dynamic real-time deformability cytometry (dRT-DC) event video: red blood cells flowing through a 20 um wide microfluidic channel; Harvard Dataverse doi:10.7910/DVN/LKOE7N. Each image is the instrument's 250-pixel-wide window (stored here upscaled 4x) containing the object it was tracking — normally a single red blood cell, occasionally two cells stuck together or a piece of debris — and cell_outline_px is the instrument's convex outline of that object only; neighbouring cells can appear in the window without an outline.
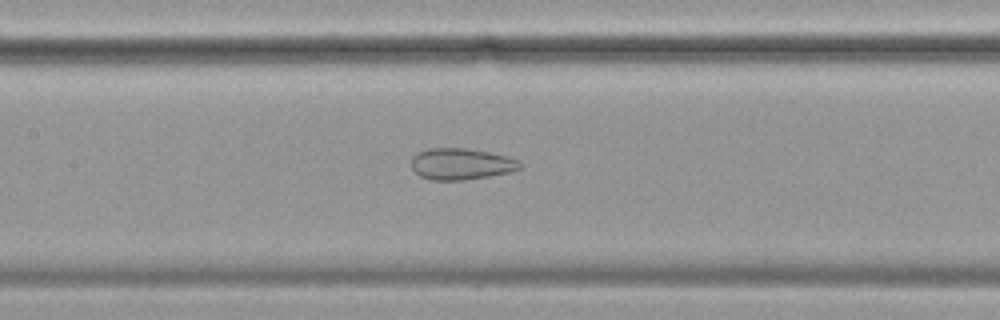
{"species": "common noctule bat (a hibernating species)", "species_latin": "Nyctalus noctula", "temperature_condition": "cold", "stored_images_in_passage": 52, "camera_frame_rate_fps": 3000, "um_per_image_px": 0.085, "animal": {"sex": "female", "body_mass_g": 19.9}, "frame": {"image": 1, "passage_image": 21, "time_ms": 6.667, "image_size_px": [1000, 320], "cell_outline_px": [[524, 164], [520, 168], [512, 172], [464, 180], [432, 180], [420, 176], [412, 168], [412, 156], [416, 152], [428, 148], [464, 148], [488, 152], [508, 156], [520, 160]], "centroid_in_image_um": [39.22, 13.93], "position_along_channel_um": 168.2, "area_um2": 20.06}}
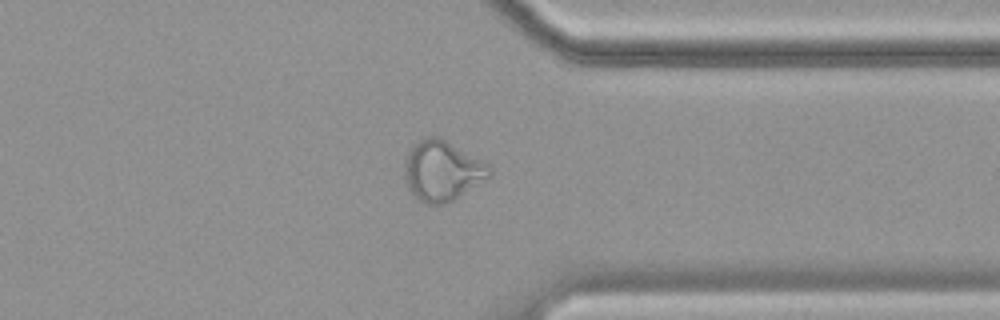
{"frame": {"image": 2, "passage_image": 39, "time_ms": 12.667, "image_size_px": [1000, 320], "cell_outline_px": [[492, 176], [456, 200], [444, 204], [424, 204], [412, 196], [408, 192], [404, 180], [404, 160], [412, 144], [428, 136], [440, 136], [488, 164], [492, 168]], "centroid_in_image_um": [37.57, 14.55], "position_along_channel_um": 373.8, "area_um2": 30.63}}
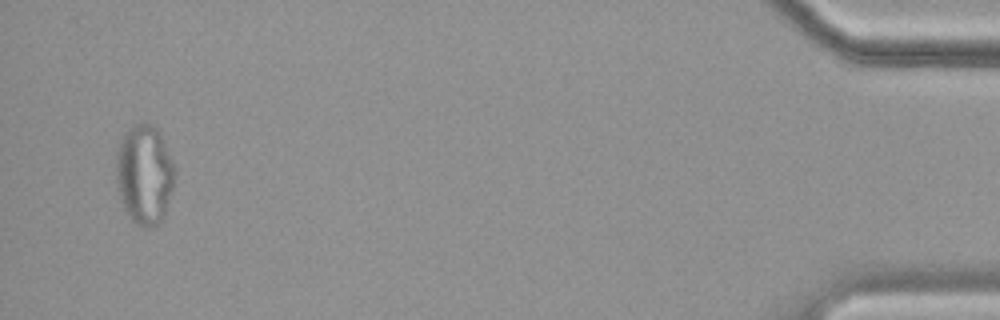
{"frame": {"image": 3, "passage_image": 50, "time_ms": 16.333, "image_size_px": [1000, 320], "cell_outline_px": [[176, 172], [172, 188], [164, 216], [160, 224], [152, 228], [144, 228], [136, 224], [132, 220], [124, 208], [120, 200], [116, 184], [116, 152], [120, 140], [136, 124], [152, 124], [160, 132], [176, 168]], "centroid_in_image_um": [12.28, 14.88], "position_along_channel_um": 422.9, "area_um2": 34.22}, "authors_computed_cell_mechanics": {"area_um2": 28.0041, "velocity_mm_per_s": 3.4822, "shape_relaxation_time_tau1_ms": null, "shape_relaxation_time_tau2_ms": 0.9958, "deformation_change_tau1": null, "deformation_change_tau2": 0.0792}}